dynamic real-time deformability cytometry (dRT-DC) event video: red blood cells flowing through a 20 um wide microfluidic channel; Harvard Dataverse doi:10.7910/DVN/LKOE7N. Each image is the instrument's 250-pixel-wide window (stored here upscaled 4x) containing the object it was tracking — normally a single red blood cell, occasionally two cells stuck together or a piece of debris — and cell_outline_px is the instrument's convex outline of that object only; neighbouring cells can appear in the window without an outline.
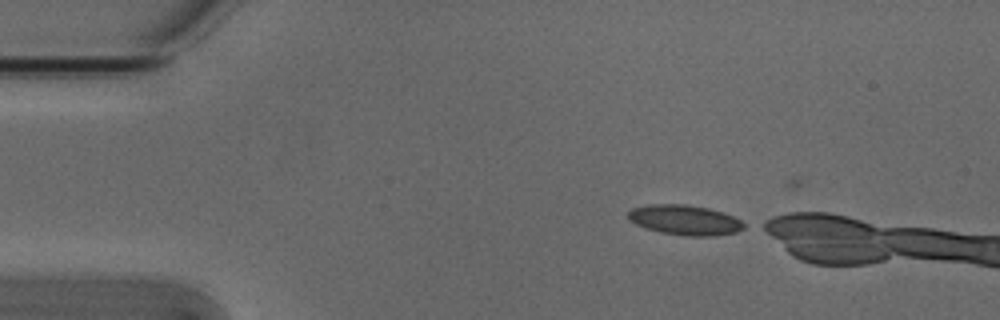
{"species": "Egyptian fruit bat (a non-hibernating species)", "species_latin": "Rousettus aegyptiacus", "temperature_condition": "cold", "stored_images_in_passage": 13, "camera_frame_rate_fps": 3000, "um_per_image_px": 0.085, "animal": {"sex": "male"}, "frame": {"image": 1, "passage_image": 9, "time_ms": 2.667, "image_size_px": [1000, 320], "cell_outline_px": [[748, 224], [744, 228], [736, 232], [716, 236], [688, 236], [660, 232], [636, 224], [628, 220], [628, 212], [632, 208], [648, 204], [684, 204], [708, 208], [732, 216]], "centroid_in_image_um": [58.22, 18.7], "position_along_channel_um": 26.8, "area_um2": 20.23}}